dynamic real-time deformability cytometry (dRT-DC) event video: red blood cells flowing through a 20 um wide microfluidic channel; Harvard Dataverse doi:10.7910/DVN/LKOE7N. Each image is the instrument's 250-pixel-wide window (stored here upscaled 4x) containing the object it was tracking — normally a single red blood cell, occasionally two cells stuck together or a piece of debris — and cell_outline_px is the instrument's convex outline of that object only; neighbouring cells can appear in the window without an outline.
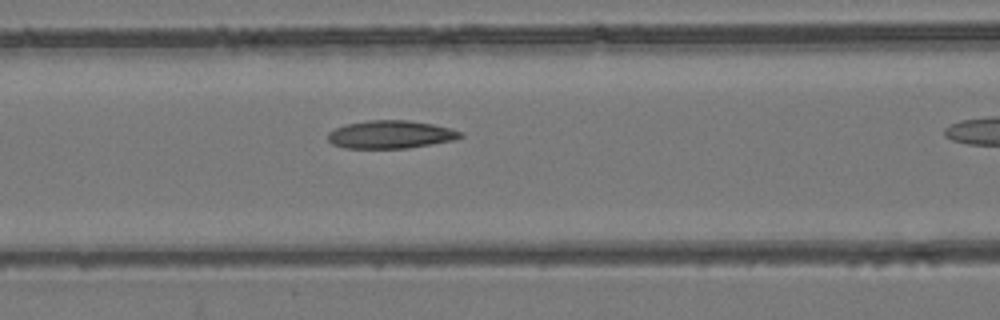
{"species": "common noctule bat (a hibernating species)", "species_latin": "Nyctalus noctula", "temperature_condition": "room temperature", "stored_images_in_passage": 11, "camera_frame_rate_fps": 3000, "um_per_image_px": 0.085, "animal": {"sex": "female", "body_mass_g": 24.6, "forearm_length_mm": 56.2}, "frame": {"image": 1, "passage_image": 10, "time_ms": 3.0, "image_size_px": [1000, 320], "cell_outline_px": [[464, 136], [456, 140], [408, 148], [344, 148], [332, 144], [328, 140], [328, 132], [344, 124], [368, 120], [408, 120], [432, 124], [464, 132]], "centroid_in_image_um": [33.21, 11.43], "position_along_channel_um": 133.4, "area_um2": 21.73}}